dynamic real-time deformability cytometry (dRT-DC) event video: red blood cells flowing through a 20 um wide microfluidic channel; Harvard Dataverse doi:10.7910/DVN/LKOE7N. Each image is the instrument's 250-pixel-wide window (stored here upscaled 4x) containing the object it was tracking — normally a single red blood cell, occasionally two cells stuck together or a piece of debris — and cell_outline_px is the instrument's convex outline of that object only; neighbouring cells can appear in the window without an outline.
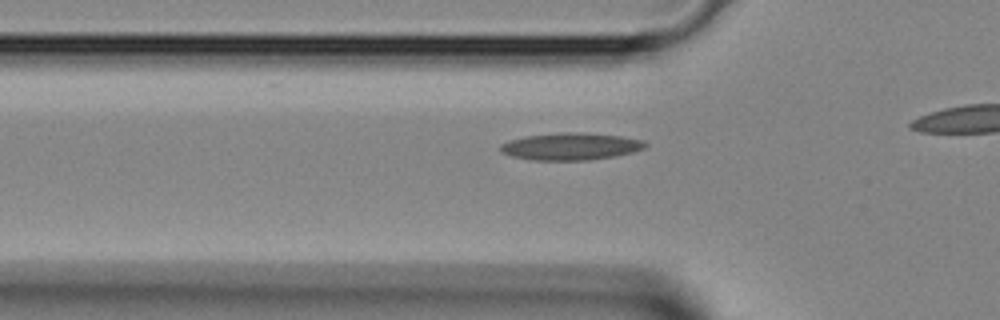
{"species": "Egyptian fruit bat (a non-hibernating species)", "species_latin": "Rousettus aegyptiacus", "temperature_condition": "room temperature", "stored_images_in_passage": 9, "camera_frame_rate_fps": 3000, "um_per_image_px": 0.085, "animal": {"sex": "female"}, "frame": {"image": 1, "passage_image": 4, "time_ms": 1.0, "image_size_px": [1000, 320], "cell_outline_px": [[648, 144], [644, 148], [632, 152], [616, 156], [588, 160], [532, 160], [512, 156], [500, 152], [500, 144], [508, 140], [524, 136], [560, 132], [584, 132], [620, 136], [644, 140]], "centroid_in_image_um": [48.49, 12.44], "position_along_channel_um": 77.3, "area_um2": 23.12}}
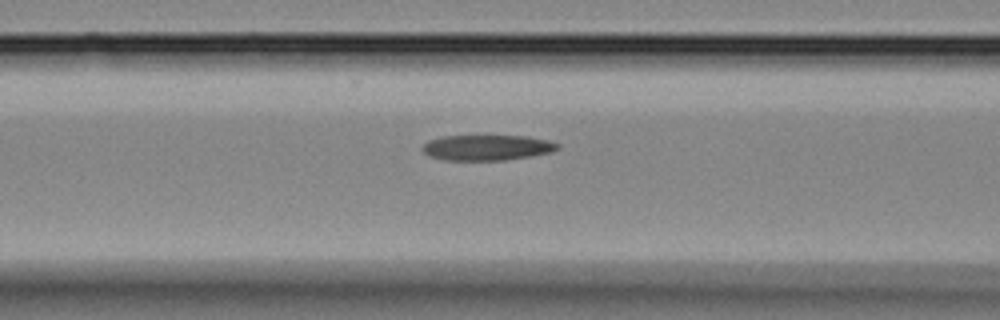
{"frame": {"image": 2, "passage_image": 7, "time_ms": 2.0, "image_size_px": [1000, 320], "cell_outline_px": [[560, 148], [552, 152], [532, 156], [504, 160], [444, 160], [428, 156], [420, 148], [428, 140], [440, 136], [524, 136], [548, 140], [560, 144]], "centroid_in_image_um": [41.38, 12.55], "position_along_channel_um": 125.2, "area_um2": 20.23}}